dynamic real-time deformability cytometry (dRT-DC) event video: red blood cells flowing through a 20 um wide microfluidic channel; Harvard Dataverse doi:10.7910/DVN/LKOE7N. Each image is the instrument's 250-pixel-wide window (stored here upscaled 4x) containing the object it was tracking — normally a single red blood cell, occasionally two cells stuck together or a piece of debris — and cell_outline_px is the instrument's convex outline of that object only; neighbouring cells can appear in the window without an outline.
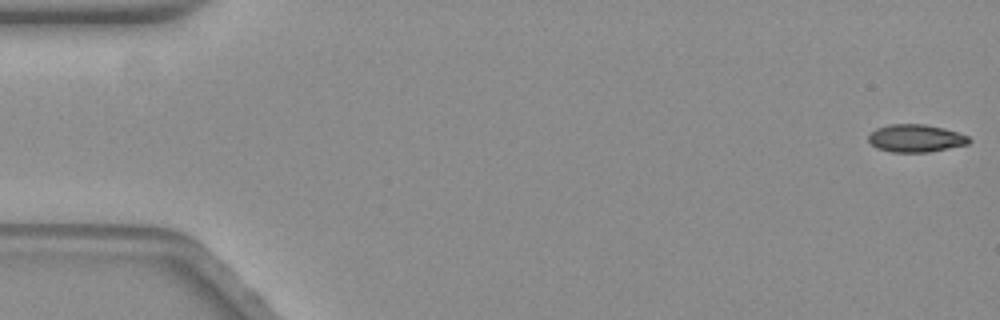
{"species": "common noctule bat (a hibernating species)", "species_latin": "Nyctalus noctula", "temperature_condition": "warm", "stored_images_in_passage": 58, "camera_frame_rate_fps": 3000, "um_per_image_px": 0.085, "animal": {"sex": "female", "body_mass_g": 19.3, "forearm_length_mm": 54.1}, "frame": {"image": 1, "passage_image": 1, "time_ms": 0.0, "image_size_px": [1000, 320], "cell_outline_px": [[972, 140], [968, 144], [928, 152], [892, 152], [880, 148], [872, 144], [868, 140], [868, 136], [876, 128], [888, 124], [924, 124], [944, 128], [968, 136]], "centroid_in_image_um": [77.85, 11.74], "position_along_channel_um": 7.2, "area_um2": 16.07}}
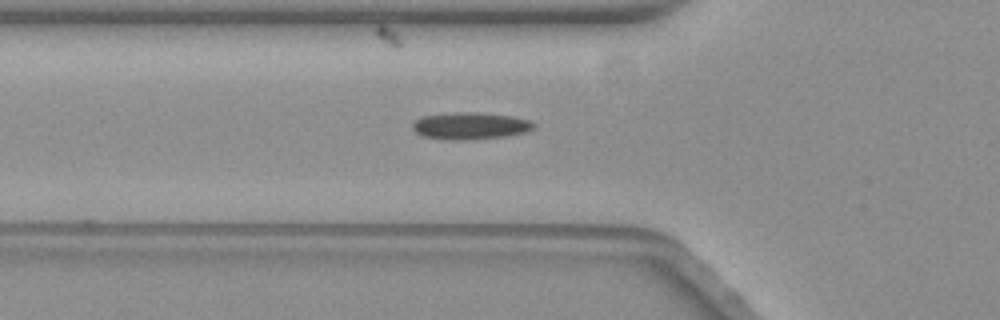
{"frame": {"image": 2, "passage_image": 20, "time_ms": 6.333, "image_size_px": [1000, 320], "cell_outline_px": [[536, 128], [524, 132], [504, 136], [464, 140], [448, 140], [424, 136], [416, 132], [412, 128], [412, 124], [420, 116], [452, 112], [476, 112], [512, 116], [528, 120], [536, 124]], "centroid_in_image_um": [39.95, 10.68], "position_along_channel_um": 85.8, "area_um2": 19.07}}
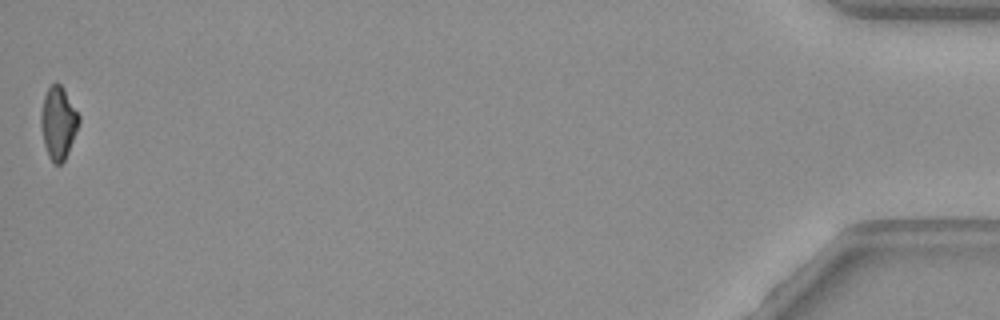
{"frame": {"image": 3, "passage_image": 58, "time_ms": 19.0, "image_size_px": [1000, 320], "cell_outline_px": [[80, 120], [68, 152], [64, 160], [60, 164], [52, 164], [48, 156], [44, 144], [40, 128], [40, 112], [44, 96], [48, 88], [56, 80], [64, 88], [80, 116]], "centroid_in_image_um": [4.93, 10.42], "position_along_channel_um": 430.3, "area_um2": 16.18}, "authors_computed_cell_mechanics": {"area_um2": 17.5423, "velocity_mm_per_s": 3.5356, "shape_relaxation_time_tau1_ms": 8.4102, "shape_relaxation_time_tau2_ms": 7.0346, "deformation_change_tau1": 0.1599, "deformation_change_tau2": 0.1448}}